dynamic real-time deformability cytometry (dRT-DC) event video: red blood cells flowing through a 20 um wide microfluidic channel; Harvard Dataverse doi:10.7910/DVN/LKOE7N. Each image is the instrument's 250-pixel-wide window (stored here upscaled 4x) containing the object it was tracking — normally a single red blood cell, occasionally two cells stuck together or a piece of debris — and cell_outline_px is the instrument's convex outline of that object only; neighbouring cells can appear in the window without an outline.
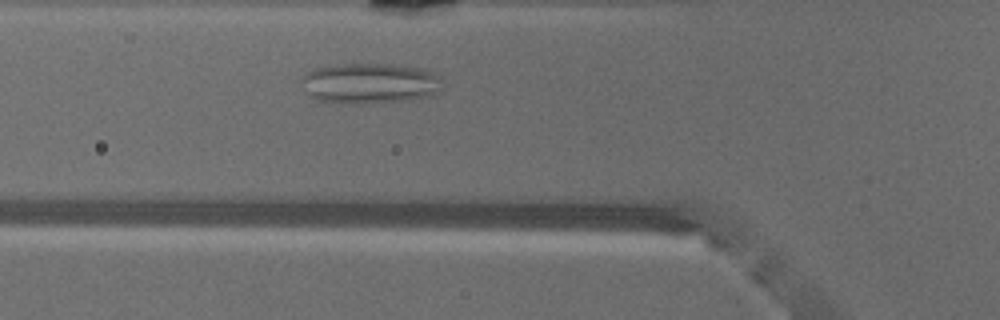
{"species": "common noctule bat (a hibernating species)", "species_latin": "Nyctalus noctula", "temperature_condition": "warm", "stored_images_in_passage": 31, "camera_frame_rate_fps": 3000, "um_per_image_px": 0.085, "animal": {"sex": "male", "body_mass_g": 18.8}, "frame": {"image": 1, "passage_image": 10, "time_ms": 3.0, "image_size_px": [1000, 320], "cell_outline_px": [[440, 92], [428, 96], [404, 100], [356, 104], [340, 104], [320, 100], [308, 96], [300, 80], [300, 76], [316, 68], [340, 64], [392, 64], [424, 68], [436, 72], [440, 76]], "centroid_in_image_um": [31.42, 7.08], "position_along_channel_um": 94.4, "area_um2": 33.58}}
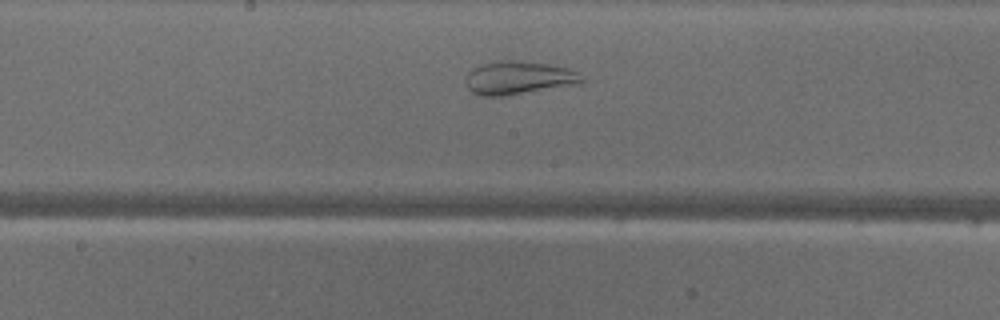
{"frame": {"image": 2, "passage_image": 18, "time_ms": 5.667, "image_size_px": [1000, 320], "cell_outline_px": [[584, 80], [580, 84], [508, 96], [480, 96], [472, 92], [468, 88], [464, 80], [464, 76], [472, 68], [480, 64], [496, 60], [512, 60], [548, 64], [568, 68], [580, 72]], "centroid_in_image_um": [44.06, 6.62], "position_along_channel_um": 204.1, "area_um2": 23.06}}
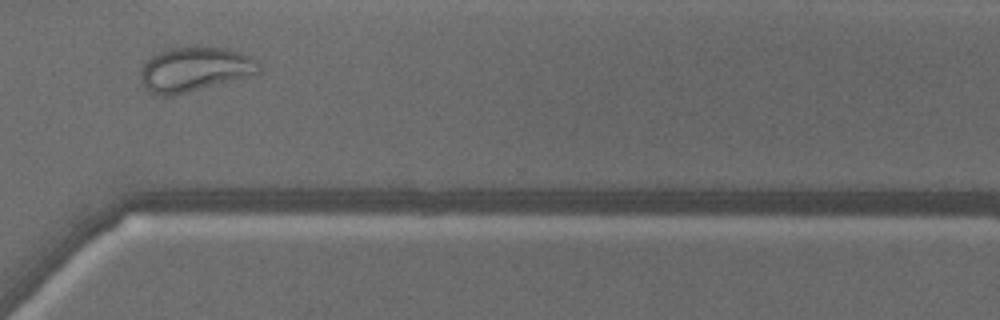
{"frame": {"image": 3, "passage_image": 29, "time_ms": 9.333, "image_size_px": [1000, 320], "cell_outline_px": [[260, 72], [232, 80], [188, 92], [172, 96], [160, 96], [148, 92], [140, 76], [140, 72], [144, 64], [152, 56], [168, 48], [228, 48], [240, 52], [260, 60]], "centroid_in_image_um": [16.55, 5.9], "position_along_channel_um": 354.1, "area_um2": 30.23}, "authors_computed_cell_mechanics": {"area_um2": 28.6688, "velocity_mm_per_s": 4.0991, "shape_relaxation_time_tau1_ms": null, "shape_relaxation_time_tau2_ms": 0.9339, "deformation_change_tau1": null, "deformation_change_tau2": 0.0769}}